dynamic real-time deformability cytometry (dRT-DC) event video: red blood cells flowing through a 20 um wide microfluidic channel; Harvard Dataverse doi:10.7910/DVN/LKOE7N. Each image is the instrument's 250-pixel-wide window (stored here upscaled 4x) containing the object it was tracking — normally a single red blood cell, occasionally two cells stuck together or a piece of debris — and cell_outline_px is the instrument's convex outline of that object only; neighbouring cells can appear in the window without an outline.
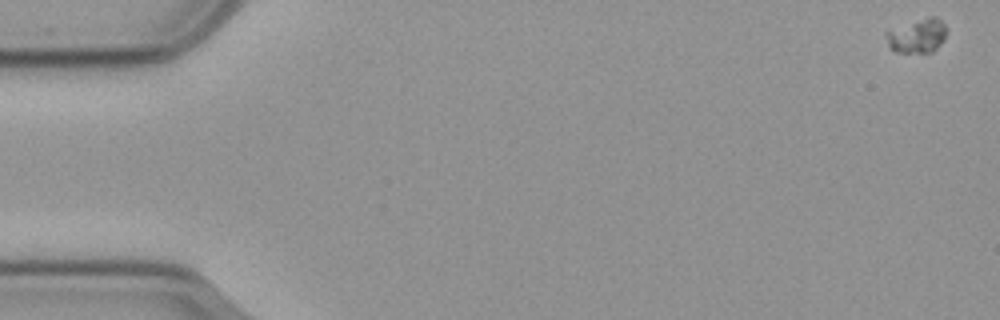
{"species": "common noctule bat (a hibernating species)", "species_latin": "Nyctalus noctula", "temperature_condition": "cold", "stored_images_in_passage": 58, "camera_frame_rate_fps": 3000, "um_per_image_px": 0.085, "animal": {"sex": "male", "body_mass_g": 23.1, "forearm_length_mm": 52.7}, "frame": {"image": 1, "passage_image": 1, "time_ms": 0.0, "image_size_px": [1000, 320], "cell_outline_px": [[948, 28], [944, 40], [932, 52], [896, 52], [888, 48], [884, 36], [884, 32], [928, 16], [936, 16]], "centroid_in_image_um": [77.95, 3.05], "position_along_channel_um": 7.0, "area_um2": 12.14}}
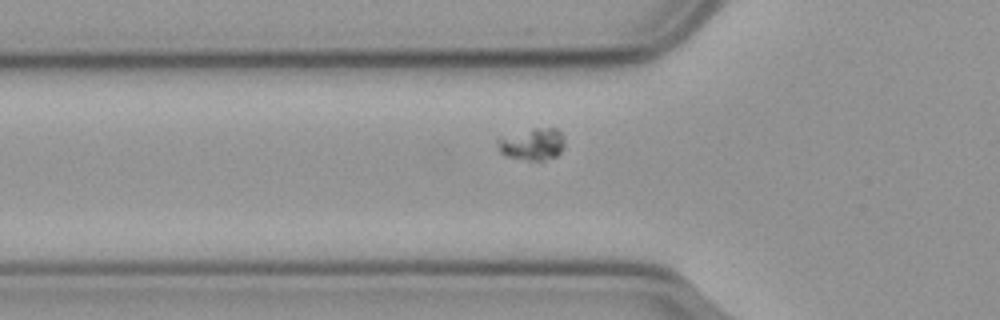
{"frame": {"image": 2, "passage_image": 20, "time_ms": 6.333, "image_size_px": [1000, 320], "cell_outline_px": [[564, 144], [560, 152], [556, 156], [544, 160], [532, 160], [508, 156], [500, 152], [496, 140], [496, 136], [532, 128], [556, 128], [560, 132], [564, 140]], "centroid_in_image_um": [45.19, 12.21], "position_along_channel_um": 80.6, "area_um2": 12.6}}
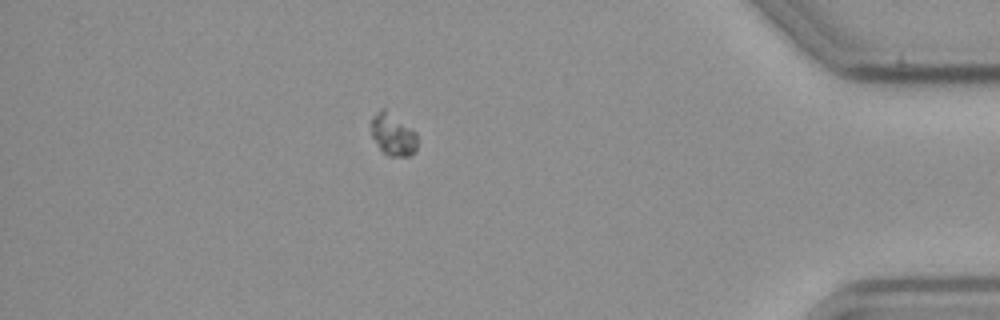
{"frame": {"image": 3, "passage_image": 51, "time_ms": 16.667, "image_size_px": [1000, 320], "cell_outline_px": [[416, 152], [408, 156], [388, 156], [380, 148], [372, 136], [372, 116], [380, 108], [384, 108], [416, 132]], "centroid_in_image_um": [33.4, 11.44], "position_along_channel_um": 401.8, "area_um2": 11.1}}